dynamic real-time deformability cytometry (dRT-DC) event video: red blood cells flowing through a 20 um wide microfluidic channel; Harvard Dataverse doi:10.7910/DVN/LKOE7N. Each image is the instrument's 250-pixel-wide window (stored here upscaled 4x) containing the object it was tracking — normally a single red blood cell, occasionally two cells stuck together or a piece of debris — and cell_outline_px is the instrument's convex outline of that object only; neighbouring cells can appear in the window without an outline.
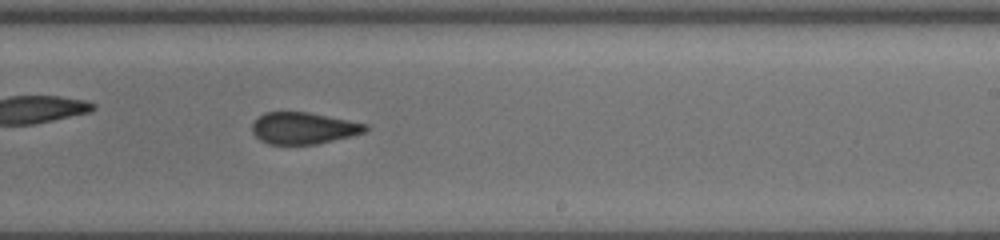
{"species": "common noctule bat (a hibernating species)", "species_latin": "Nyctalus noctula", "temperature_condition": "cold", "stored_images_in_passage": 31, "camera_frame_rate_fps": 3000, "um_per_image_px": 0.085, "animal": {"sex": "female", "body_mass_g": 19.5, "forearm_length_mm": 54.1}, "frame": {"image": 1, "passage_image": 18, "time_ms": 5.667, "image_size_px": [1000, 240], "cell_outline_px": [[372, 128], [364, 132], [316, 144], [268, 144], [260, 140], [252, 132], [252, 124], [264, 112], [308, 112], [368, 124]], "centroid_in_image_um": [25.8, 10.89], "position_along_channel_um": 263.2, "area_um2": 20.75}}
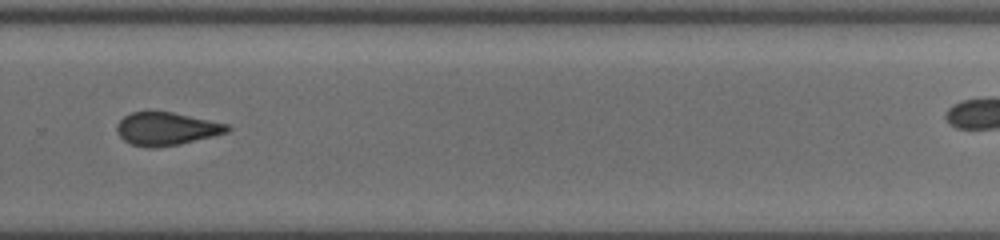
{"frame": {"image": 2, "passage_image": 22, "time_ms": 7.0, "image_size_px": [1000, 240], "cell_outline_px": [[232, 128], [228, 132], [180, 144], [156, 148], [148, 148], [132, 144], [124, 140], [120, 136], [116, 128], [120, 120], [124, 116], [132, 112], [172, 112], [228, 124]], "centroid_in_image_um": [14.15, 10.95], "position_along_channel_um": 315.6, "area_um2": 21.04}}